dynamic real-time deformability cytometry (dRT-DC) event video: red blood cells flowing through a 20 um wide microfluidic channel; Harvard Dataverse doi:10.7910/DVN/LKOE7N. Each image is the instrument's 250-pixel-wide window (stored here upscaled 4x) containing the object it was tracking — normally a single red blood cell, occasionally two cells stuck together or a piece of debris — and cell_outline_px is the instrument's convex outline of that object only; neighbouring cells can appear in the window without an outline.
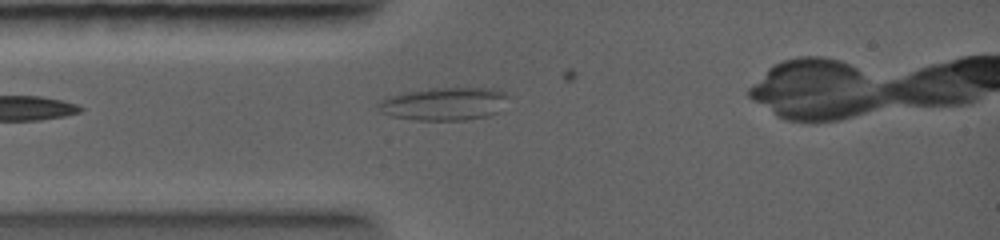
{"species": "common noctule bat (a hibernating species)", "species_latin": "Nyctalus noctula", "temperature_condition": "warm", "stored_images_in_passage": 3, "camera_frame_rate_fps": 5000, "um_per_image_px": 0.085, "animal": {"sex": "female", "body_mass_g": 19.0, "forearm_length_mm": 56.7}, "frame": {"image": 1, "passage_image": 3, "time_ms": 1.6, "image_size_px": [1000, 240], "cell_outline_px": [[508, 96], [500, 112], [488, 116], [464, 120], [420, 120], [392, 116], [376, 112], [376, 104], [380, 100], [388, 96], [408, 92], [432, 88], [488, 88], [504, 92]], "centroid_in_image_um": [37.71, 8.83], "position_along_channel_um": 47.3, "area_um2": 25.03}}